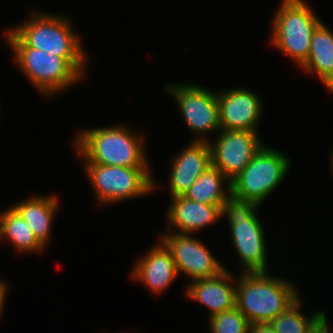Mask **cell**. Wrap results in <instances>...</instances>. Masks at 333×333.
Here are the masks:
<instances>
[{"mask_svg":"<svg viewBox=\"0 0 333 333\" xmlns=\"http://www.w3.org/2000/svg\"><path fill=\"white\" fill-rule=\"evenodd\" d=\"M150 250L136 258L130 271V278L139 281L152 294H162L174 283L178 276L170 250L158 239Z\"/></svg>","mask_w":333,"mask_h":333,"instance_id":"cell-13","label":"cell"},{"mask_svg":"<svg viewBox=\"0 0 333 333\" xmlns=\"http://www.w3.org/2000/svg\"><path fill=\"white\" fill-rule=\"evenodd\" d=\"M0 212V243L4 240L10 241L17 252L40 253L46 248L37 240L31 227L12 207Z\"/></svg>","mask_w":333,"mask_h":333,"instance_id":"cell-19","label":"cell"},{"mask_svg":"<svg viewBox=\"0 0 333 333\" xmlns=\"http://www.w3.org/2000/svg\"><path fill=\"white\" fill-rule=\"evenodd\" d=\"M302 305L298 298L282 314L269 322L275 333H307L311 327L326 313L323 310L313 311L309 315L301 311Z\"/></svg>","mask_w":333,"mask_h":333,"instance_id":"cell-21","label":"cell"},{"mask_svg":"<svg viewBox=\"0 0 333 333\" xmlns=\"http://www.w3.org/2000/svg\"><path fill=\"white\" fill-rule=\"evenodd\" d=\"M159 235L172 254L178 275L183 273L192 281L217 276L226 269L202 240L193 237L195 235L169 231Z\"/></svg>","mask_w":333,"mask_h":333,"instance_id":"cell-10","label":"cell"},{"mask_svg":"<svg viewBox=\"0 0 333 333\" xmlns=\"http://www.w3.org/2000/svg\"><path fill=\"white\" fill-rule=\"evenodd\" d=\"M305 0H281L271 19L269 43L301 67L308 59L311 38L323 21Z\"/></svg>","mask_w":333,"mask_h":333,"instance_id":"cell-5","label":"cell"},{"mask_svg":"<svg viewBox=\"0 0 333 333\" xmlns=\"http://www.w3.org/2000/svg\"><path fill=\"white\" fill-rule=\"evenodd\" d=\"M165 89L178 107L186 128L193 132L190 141L209 142L207 133L221 130L216 92L188 82L168 83Z\"/></svg>","mask_w":333,"mask_h":333,"instance_id":"cell-9","label":"cell"},{"mask_svg":"<svg viewBox=\"0 0 333 333\" xmlns=\"http://www.w3.org/2000/svg\"><path fill=\"white\" fill-rule=\"evenodd\" d=\"M236 276L226 267L219 275L198 280H188L187 299L207 307L209 316L233 309L236 300Z\"/></svg>","mask_w":333,"mask_h":333,"instance_id":"cell-16","label":"cell"},{"mask_svg":"<svg viewBox=\"0 0 333 333\" xmlns=\"http://www.w3.org/2000/svg\"><path fill=\"white\" fill-rule=\"evenodd\" d=\"M249 333H275L269 323L250 324Z\"/></svg>","mask_w":333,"mask_h":333,"instance_id":"cell-25","label":"cell"},{"mask_svg":"<svg viewBox=\"0 0 333 333\" xmlns=\"http://www.w3.org/2000/svg\"><path fill=\"white\" fill-rule=\"evenodd\" d=\"M172 159L169 171L170 197L183 195L211 165V148L208 142L189 141Z\"/></svg>","mask_w":333,"mask_h":333,"instance_id":"cell-14","label":"cell"},{"mask_svg":"<svg viewBox=\"0 0 333 333\" xmlns=\"http://www.w3.org/2000/svg\"><path fill=\"white\" fill-rule=\"evenodd\" d=\"M221 130L259 132L263 102L254 91L243 86L217 93Z\"/></svg>","mask_w":333,"mask_h":333,"instance_id":"cell-12","label":"cell"},{"mask_svg":"<svg viewBox=\"0 0 333 333\" xmlns=\"http://www.w3.org/2000/svg\"><path fill=\"white\" fill-rule=\"evenodd\" d=\"M22 23L3 32L9 46H29L65 58L84 78L89 53L74 30L71 17L30 10Z\"/></svg>","mask_w":333,"mask_h":333,"instance_id":"cell-1","label":"cell"},{"mask_svg":"<svg viewBox=\"0 0 333 333\" xmlns=\"http://www.w3.org/2000/svg\"><path fill=\"white\" fill-rule=\"evenodd\" d=\"M264 144L253 159L231 181V194L259 206L280 186L292 164L290 157Z\"/></svg>","mask_w":333,"mask_h":333,"instance_id":"cell-8","label":"cell"},{"mask_svg":"<svg viewBox=\"0 0 333 333\" xmlns=\"http://www.w3.org/2000/svg\"><path fill=\"white\" fill-rule=\"evenodd\" d=\"M259 208L257 203L237 198L232 194L221 207L222 218L225 216L228 220L229 236L238 255L241 272L269 269L264 226L257 215Z\"/></svg>","mask_w":333,"mask_h":333,"instance_id":"cell-4","label":"cell"},{"mask_svg":"<svg viewBox=\"0 0 333 333\" xmlns=\"http://www.w3.org/2000/svg\"><path fill=\"white\" fill-rule=\"evenodd\" d=\"M327 313H325L307 333H332L333 329L330 327V323L327 319ZM331 331V332H330Z\"/></svg>","mask_w":333,"mask_h":333,"instance_id":"cell-23","label":"cell"},{"mask_svg":"<svg viewBox=\"0 0 333 333\" xmlns=\"http://www.w3.org/2000/svg\"><path fill=\"white\" fill-rule=\"evenodd\" d=\"M331 152L332 153L330 154V162L329 163H330V165H331L330 167H331V169L333 171V149L331 150Z\"/></svg>","mask_w":333,"mask_h":333,"instance_id":"cell-26","label":"cell"},{"mask_svg":"<svg viewBox=\"0 0 333 333\" xmlns=\"http://www.w3.org/2000/svg\"><path fill=\"white\" fill-rule=\"evenodd\" d=\"M19 72L41 96L52 98L84 78L65 58L29 46H9Z\"/></svg>","mask_w":333,"mask_h":333,"instance_id":"cell-7","label":"cell"},{"mask_svg":"<svg viewBox=\"0 0 333 333\" xmlns=\"http://www.w3.org/2000/svg\"><path fill=\"white\" fill-rule=\"evenodd\" d=\"M60 202L56 194L48 196L36 194L24 199V201L20 200L19 203L12 204V207L28 223L37 240L45 248L51 241L52 226L59 212Z\"/></svg>","mask_w":333,"mask_h":333,"instance_id":"cell-17","label":"cell"},{"mask_svg":"<svg viewBox=\"0 0 333 333\" xmlns=\"http://www.w3.org/2000/svg\"><path fill=\"white\" fill-rule=\"evenodd\" d=\"M166 215V231L196 235L222 218L221 206L195 202L184 195L171 197Z\"/></svg>","mask_w":333,"mask_h":333,"instance_id":"cell-15","label":"cell"},{"mask_svg":"<svg viewBox=\"0 0 333 333\" xmlns=\"http://www.w3.org/2000/svg\"><path fill=\"white\" fill-rule=\"evenodd\" d=\"M183 195L195 202L222 207L231 195V181L211 165Z\"/></svg>","mask_w":333,"mask_h":333,"instance_id":"cell-20","label":"cell"},{"mask_svg":"<svg viewBox=\"0 0 333 333\" xmlns=\"http://www.w3.org/2000/svg\"><path fill=\"white\" fill-rule=\"evenodd\" d=\"M125 124L82 129L72 145L77 158L86 163L121 167H150L143 133Z\"/></svg>","mask_w":333,"mask_h":333,"instance_id":"cell-2","label":"cell"},{"mask_svg":"<svg viewBox=\"0 0 333 333\" xmlns=\"http://www.w3.org/2000/svg\"><path fill=\"white\" fill-rule=\"evenodd\" d=\"M258 134L256 131L220 130L215 141L208 142L212 166L232 181L264 145Z\"/></svg>","mask_w":333,"mask_h":333,"instance_id":"cell-11","label":"cell"},{"mask_svg":"<svg viewBox=\"0 0 333 333\" xmlns=\"http://www.w3.org/2000/svg\"><path fill=\"white\" fill-rule=\"evenodd\" d=\"M210 333H249L248 319L236 308L208 318Z\"/></svg>","mask_w":333,"mask_h":333,"instance_id":"cell-22","label":"cell"},{"mask_svg":"<svg viewBox=\"0 0 333 333\" xmlns=\"http://www.w3.org/2000/svg\"><path fill=\"white\" fill-rule=\"evenodd\" d=\"M82 164L97 207L145 197L159 188L150 167L106 166L84 160Z\"/></svg>","mask_w":333,"mask_h":333,"instance_id":"cell-6","label":"cell"},{"mask_svg":"<svg viewBox=\"0 0 333 333\" xmlns=\"http://www.w3.org/2000/svg\"><path fill=\"white\" fill-rule=\"evenodd\" d=\"M239 275L235 307L250 324L269 323L300 297L293 282L273 276L269 271L241 272Z\"/></svg>","mask_w":333,"mask_h":333,"instance_id":"cell-3","label":"cell"},{"mask_svg":"<svg viewBox=\"0 0 333 333\" xmlns=\"http://www.w3.org/2000/svg\"><path fill=\"white\" fill-rule=\"evenodd\" d=\"M8 287V283L5 280L3 281L0 279V316H2L3 311H5L4 306L6 303V297H8L7 294L9 293Z\"/></svg>","mask_w":333,"mask_h":333,"instance_id":"cell-24","label":"cell"},{"mask_svg":"<svg viewBox=\"0 0 333 333\" xmlns=\"http://www.w3.org/2000/svg\"><path fill=\"white\" fill-rule=\"evenodd\" d=\"M324 23L314 30L308 59L300 68L316 74L327 92L333 94V32Z\"/></svg>","mask_w":333,"mask_h":333,"instance_id":"cell-18","label":"cell"}]
</instances>
